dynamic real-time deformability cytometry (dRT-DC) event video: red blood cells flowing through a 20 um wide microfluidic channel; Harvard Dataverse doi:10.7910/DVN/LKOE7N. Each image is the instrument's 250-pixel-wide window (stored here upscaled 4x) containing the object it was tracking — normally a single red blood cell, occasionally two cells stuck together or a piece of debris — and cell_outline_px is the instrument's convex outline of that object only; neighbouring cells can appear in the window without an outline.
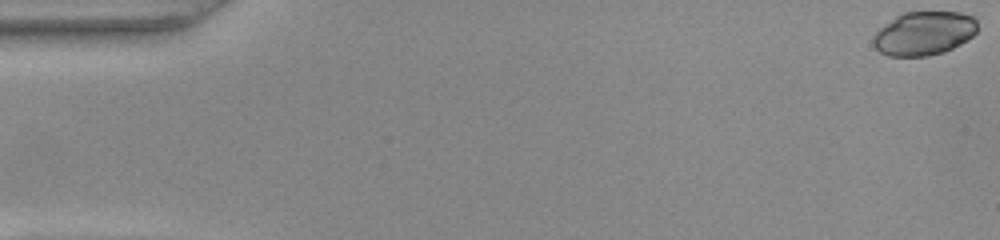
{"species": "common noctule bat (a hibernating species)", "species_latin": "Nyctalus noctula", "temperature_condition": "warm", "stored_images_in_passage": 51, "camera_frame_rate_fps": 3000, "um_per_image_px": 0.085, "animal": {"sex": "female", "body_mass_g": 22.0, "forearm_length_mm": 56.7}, "frame": {"image": 1, "passage_image": 1, "time_ms": 0.0, "image_size_px": [1000, 240], "cell_outline_px": [[976, 32], [972, 36], [960, 44], [944, 52], [928, 56], [888, 56], [880, 52], [872, 44], [872, 40], [876, 32], [880, 28], [896, 16], [904, 12], [960, 12], [972, 16], [976, 20]], "centroid_in_image_um": [78.52, 2.84], "position_along_channel_um": 6.5, "area_um2": 26.47}}
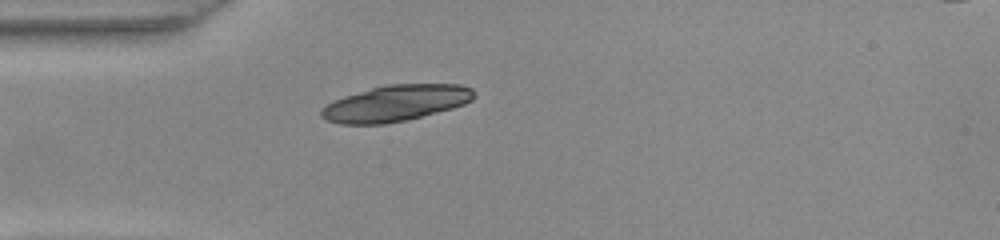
{"frame": {"image": 2, "passage_image": 15, "time_ms": 4.667, "image_size_px": [1000, 240], "cell_outline_px": [[476, 96], [472, 100], [464, 104], [452, 108], [404, 120], [384, 124], [340, 124], [328, 120], [320, 116], [320, 108], [344, 96], [372, 88], [388, 84], [460, 84], [472, 88], [476, 92]], "centroid_in_image_um": [33.66, 8.76], "position_along_channel_um": 51.3, "area_um2": 31.91}}
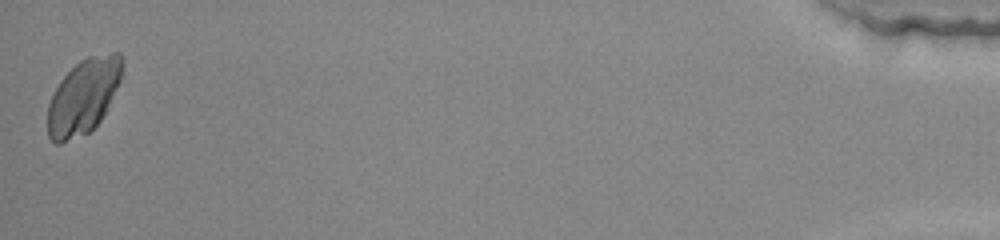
{"frame": {"image": 3, "passage_image": 51, "time_ms": 16.667, "image_size_px": [1000, 240], "cell_outline_px": [[124, 76], [108, 108], [100, 120], [88, 132], [60, 144], [56, 144], [48, 136], [48, 104], [60, 80], [80, 60], [88, 56], [112, 52], [120, 52], [124, 56]], "centroid_in_image_um": [7.16, 8.14], "position_along_channel_um": 428.0, "area_um2": 32.95}}